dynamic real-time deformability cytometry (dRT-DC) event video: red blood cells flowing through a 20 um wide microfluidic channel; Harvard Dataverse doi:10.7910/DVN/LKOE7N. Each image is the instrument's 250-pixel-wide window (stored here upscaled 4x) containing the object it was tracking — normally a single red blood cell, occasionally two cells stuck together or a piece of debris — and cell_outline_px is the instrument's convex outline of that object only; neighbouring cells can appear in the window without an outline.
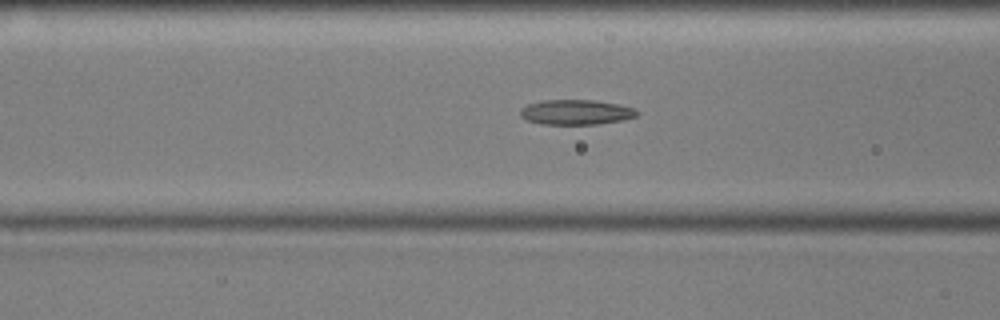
{"species": "common noctule bat (a hibernating species)", "species_latin": "Nyctalus noctula", "temperature_condition": "cold", "stored_images_in_passage": 55, "camera_frame_rate_fps": 3000, "um_per_image_px": 0.085, "animal": {"sex": "male", "body_mass_g": 17.9, "forearm_length_mm": 54.2}, "frame": {"image": 1, "passage_image": 21, "time_ms": 6.667, "image_size_px": [1000, 320], "cell_outline_px": [[640, 112], [636, 116], [624, 120], [600, 124], [540, 124], [528, 120], [520, 116], [520, 108], [528, 104], [544, 100], [592, 100], [620, 104], [636, 108]], "centroid_in_image_um": [49.0, 9.53], "position_along_channel_um": 117.6, "area_um2": 17.17}}
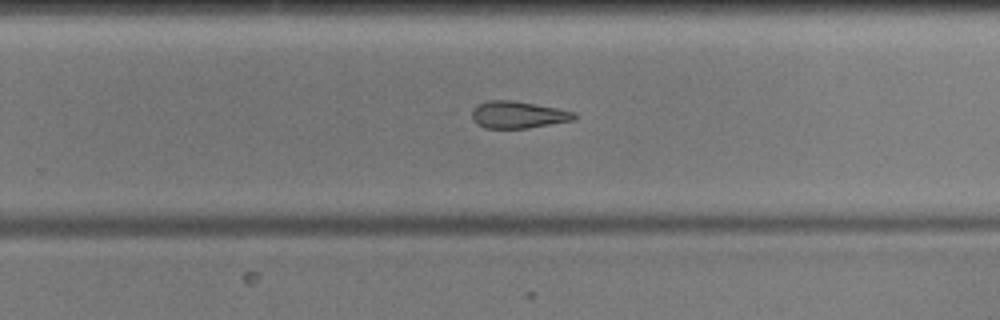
{"frame": {"image": 2, "passage_image": 35, "time_ms": 11.333, "image_size_px": [1000, 320], "cell_outline_px": [[576, 116], [572, 120], [528, 128], [484, 128], [476, 124], [472, 120], [472, 112], [480, 104], [488, 100], [512, 100], [556, 108], [576, 112]], "centroid_in_image_um": [44.01, 9.76], "position_along_channel_um": 285.8, "area_um2": 15.9}}
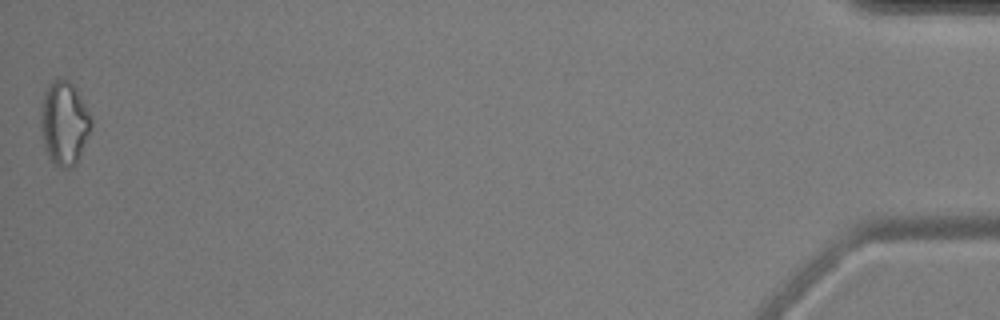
{"frame": {"image": 3, "passage_image": 55, "time_ms": 18.0, "image_size_px": [1000, 320], "cell_outline_px": [[92, 128], [80, 156], [76, 164], [72, 168], [60, 168], [52, 164], [44, 148], [40, 128], [40, 104], [44, 88], [52, 80], [68, 80], [72, 84], [80, 96], [92, 120]], "centroid_in_image_um": [5.42, 10.5], "position_along_channel_um": 429.8, "area_um2": 25.09}, "authors_computed_cell_mechanics": {"area_um2": 17.3978, "velocity_mm_per_s": 3.611, "shape_relaxation_time_tau1_ms": null, "shape_relaxation_time_tau2_ms": 7.7687, "deformation_change_tau1": null, "deformation_change_tau2": 0.1968}}